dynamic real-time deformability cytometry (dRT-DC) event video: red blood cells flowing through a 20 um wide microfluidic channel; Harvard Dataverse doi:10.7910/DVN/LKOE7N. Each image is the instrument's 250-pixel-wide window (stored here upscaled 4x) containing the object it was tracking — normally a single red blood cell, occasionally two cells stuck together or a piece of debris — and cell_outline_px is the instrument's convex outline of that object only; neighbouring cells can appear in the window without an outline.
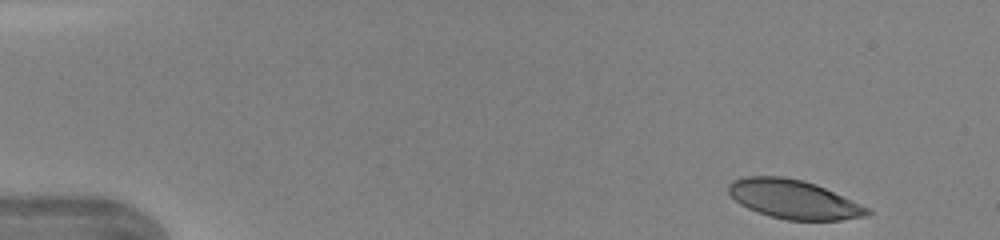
{"species": "human", "species_latin": "Homo sapiens", "temperature_condition": "warm", "stored_images_in_passage": 42, "segment_of_instrument_passage": [1, 2], "camera_frame_rate_fps": 3000, "um_per_image_px": 0.085, "donor": {"sex": "female"}, "frame": {"image": 1, "passage_image": 1, "time_ms": 0.0, "image_size_px": [1000, 240], "cell_outline_px": [[872, 212], [868, 216], [840, 220], [784, 220], [748, 208], [740, 204], [728, 192], [728, 184], [732, 180], [748, 176], [784, 176], [804, 180], [816, 184], [860, 204], [868, 208]], "centroid_in_image_um": [67.46, 16.93], "position_along_channel_um": 17.5, "area_um2": 31.27}}
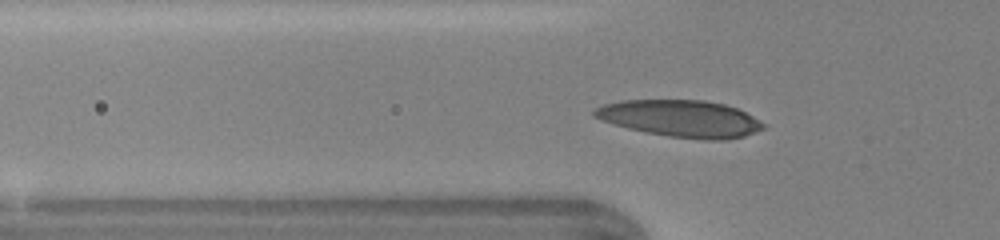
{"frame": {"image": 2, "passage_image": 12, "time_ms": 3.667, "image_size_px": [1000, 240], "cell_outline_px": [[768, 128], [744, 136], [724, 140], [704, 140], [668, 136], [644, 132], [628, 128], [600, 120], [592, 116], [592, 112], [596, 108], [604, 104], [620, 100], [704, 100], [724, 104], [736, 108], [768, 124]], "centroid_in_image_um": [57.88, 10.08], "position_along_channel_um": 67.9, "area_um2": 36.59}}
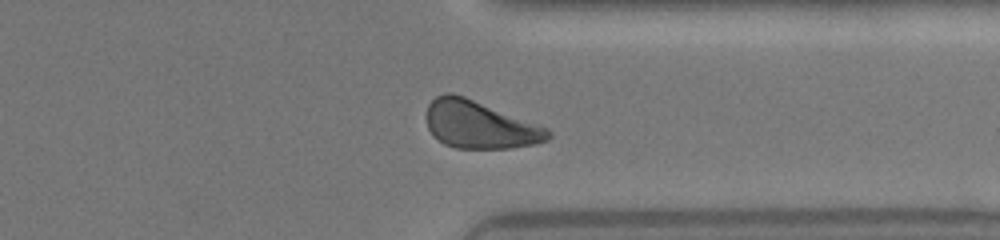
{"frame": {"image": 3, "passage_image": 32, "time_ms": 10.333, "image_size_px": [1000, 240], "cell_outline_px": [[552, 136], [548, 140], [536, 144], [508, 148], [456, 148], [444, 144], [432, 136], [428, 128], [428, 104], [436, 96], [444, 92], [452, 92], [464, 96], [548, 128], [552, 132]], "centroid_in_image_um": [40.78, 10.61], "position_along_channel_um": 370.6, "area_um2": 33.64}}